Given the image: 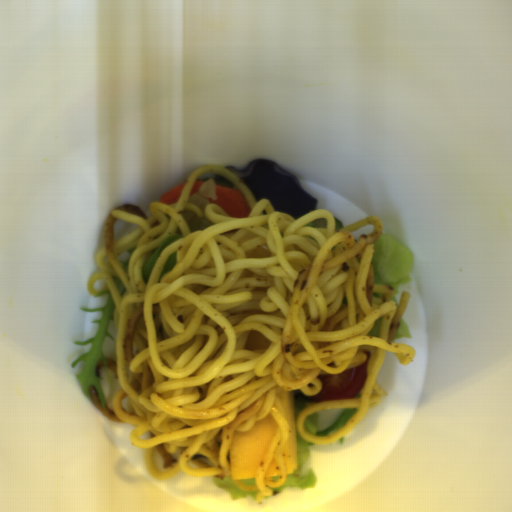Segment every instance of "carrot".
Returning <instances> with one entry per match:
<instances>
[{
	"label": "carrot",
	"instance_id": "obj_1",
	"mask_svg": "<svg viewBox=\"0 0 512 512\" xmlns=\"http://www.w3.org/2000/svg\"><path fill=\"white\" fill-rule=\"evenodd\" d=\"M217 193L216 199L209 197L211 204H216L225 213L231 217L245 218L248 217L251 207L243 197L240 191H235L227 186L215 185Z\"/></svg>",
	"mask_w": 512,
	"mask_h": 512
},
{
	"label": "carrot",
	"instance_id": "obj_2",
	"mask_svg": "<svg viewBox=\"0 0 512 512\" xmlns=\"http://www.w3.org/2000/svg\"><path fill=\"white\" fill-rule=\"evenodd\" d=\"M186 183L187 182L179 183L178 185L167 191L164 195L160 197L158 202L162 203L167 207L176 204Z\"/></svg>",
	"mask_w": 512,
	"mask_h": 512
},
{
	"label": "carrot",
	"instance_id": "obj_3",
	"mask_svg": "<svg viewBox=\"0 0 512 512\" xmlns=\"http://www.w3.org/2000/svg\"><path fill=\"white\" fill-rule=\"evenodd\" d=\"M204 181L195 180L190 197L197 192V190L203 185Z\"/></svg>",
	"mask_w": 512,
	"mask_h": 512
}]
</instances>
